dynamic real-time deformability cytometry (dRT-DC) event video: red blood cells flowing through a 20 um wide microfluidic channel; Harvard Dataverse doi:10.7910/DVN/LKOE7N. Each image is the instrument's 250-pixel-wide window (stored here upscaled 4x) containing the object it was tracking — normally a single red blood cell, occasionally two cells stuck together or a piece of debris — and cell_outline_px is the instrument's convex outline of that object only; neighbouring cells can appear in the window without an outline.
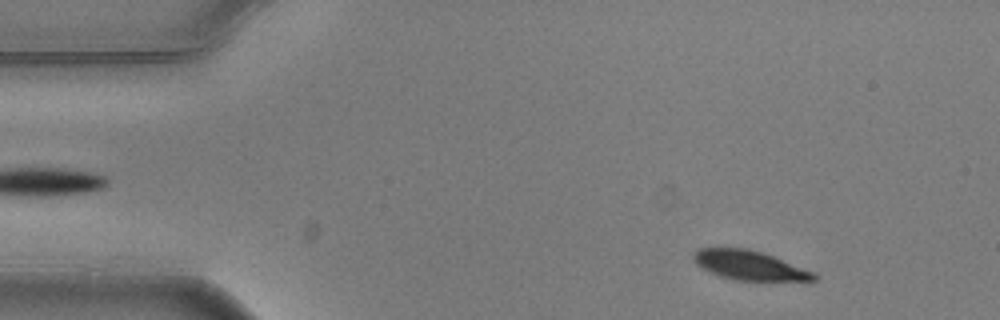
{"species": "common noctule bat (a hibernating species)", "species_latin": "Nyctalus noctula", "temperature_condition": "warm", "stored_images_in_passage": 4, "segment_of_instrument_passage": [1, 2], "camera_frame_rate_fps": 3000, "um_per_image_px": 0.085, "animal": {"sex": "male", "body_mass_g": 20.5, "forearm_length_mm": 52.5}, "frame": {"image": 1, "passage_image": 1, "time_ms": 0.0, "image_size_px": [1000, 320], "cell_outline_px": [[820, 276], [812, 284], [732, 280], [720, 276], [700, 268], [692, 260], [692, 252], [700, 248], [748, 248], [772, 256], [812, 272]], "centroid_in_image_um": [63.78, 22.62], "position_along_channel_um": 21.2, "area_um2": 21.56}}